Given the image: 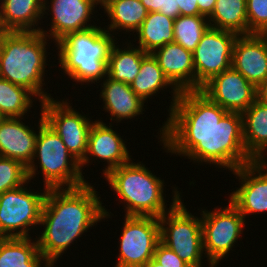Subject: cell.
I'll return each mask as SVG.
<instances>
[{
  "instance_id": "obj_28",
  "label": "cell",
  "mask_w": 267,
  "mask_h": 267,
  "mask_svg": "<svg viewBox=\"0 0 267 267\" xmlns=\"http://www.w3.org/2000/svg\"><path fill=\"white\" fill-rule=\"evenodd\" d=\"M246 0H216L209 25L238 35H248Z\"/></svg>"
},
{
  "instance_id": "obj_30",
  "label": "cell",
  "mask_w": 267,
  "mask_h": 267,
  "mask_svg": "<svg viewBox=\"0 0 267 267\" xmlns=\"http://www.w3.org/2000/svg\"><path fill=\"white\" fill-rule=\"evenodd\" d=\"M209 27V20L204 15H180L174 19V42L193 52Z\"/></svg>"
},
{
  "instance_id": "obj_11",
  "label": "cell",
  "mask_w": 267,
  "mask_h": 267,
  "mask_svg": "<svg viewBox=\"0 0 267 267\" xmlns=\"http://www.w3.org/2000/svg\"><path fill=\"white\" fill-rule=\"evenodd\" d=\"M123 218L114 267H144L160 241L159 218L127 215Z\"/></svg>"
},
{
  "instance_id": "obj_25",
  "label": "cell",
  "mask_w": 267,
  "mask_h": 267,
  "mask_svg": "<svg viewBox=\"0 0 267 267\" xmlns=\"http://www.w3.org/2000/svg\"><path fill=\"white\" fill-rule=\"evenodd\" d=\"M52 267L39 252L36 238H0V267Z\"/></svg>"
},
{
  "instance_id": "obj_20",
  "label": "cell",
  "mask_w": 267,
  "mask_h": 267,
  "mask_svg": "<svg viewBox=\"0 0 267 267\" xmlns=\"http://www.w3.org/2000/svg\"><path fill=\"white\" fill-rule=\"evenodd\" d=\"M166 78L179 91L195 90V68L192 52L173 42L151 53Z\"/></svg>"
},
{
  "instance_id": "obj_33",
  "label": "cell",
  "mask_w": 267,
  "mask_h": 267,
  "mask_svg": "<svg viewBox=\"0 0 267 267\" xmlns=\"http://www.w3.org/2000/svg\"><path fill=\"white\" fill-rule=\"evenodd\" d=\"M153 258L163 267H190L172 249L158 242Z\"/></svg>"
},
{
  "instance_id": "obj_19",
  "label": "cell",
  "mask_w": 267,
  "mask_h": 267,
  "mask_svg": "<svg viewBox=\"0 0 267 267\" xmlns=\"http://www.w3.org/2000/svg\"><path fill=\"white\" fill-rule=\"evenodd\" d=\"M100 84V90L97 91L100 92L99 99L103 102L102 111L110 114L108 120H111V124L114 122L118 126L123 123L121 121H133L143 115V111L146 112L145 108L148 109L145 107L147 104L144 105L145 102L135 94L129 84L115 81L109 76H106L96 88Z\"/></svg>"
},
{
  "instance_id": "obj_36",
  "label": "cell",
  "mask_w": 267,
  "mask_h": 267,
  "mask_svg": "<svg viewBox=\"0 0 267 267\" xmlns=\"http://www.w3.org/2000/svg\"><path fill=\"white\" fill-rule=\"evenodd\" d=\"M199 12L207 18L212 14L216 0H197Z\"/></svg>"
},
{
  "instance_id": "obj_24",
  "label": "cell",
  "mask_w": 267,
  "mask_h": 267,
  "mask_svg": "<svg viewBox=\"0 0 267 267\" xmlns=\"http://www.w3.org/2000/svg\"><path fill=\"white\" fill-rule=\"evenodd\" d=\"M103 11V12H102ZM101 13L109 22L103 26L104 29L114 37H120V33H125L130 36L139 29L144 19L147 17L148 11L140 0H113ZM110 23V24H109ZM133 33V34H132Z\"/></svg>"
},
{
  "instance_id": "obj_39",
  "label": "cell",
  "mask_w": 267,
  "mask_h": 267,
  "mask_svg": "<svg viewBox=\"0 0 267 267\" xmlns=\"http://www.w3.org/2000/svg\"><path fill=\"white\" fill-rule=\"evenodd\" d=\"M144 267H163L162 264H159L154 258L150 259Z\"/></svg>"
},
{
  "instance_id": "obj_34",
  "label": "cell",
  "mask_w": 267,
  "mask_h": 267,
  "mask_svg": "<svg viewBox=\"0 0 267 267\" xmlns=\"http://www.w3.org/2000/svg\"><path fill=\"white\" fill-rule=\"evenodd\" d=\"M148 12H160L167 17L176 19L180 16L176 0H140Z\"/></svg>"
},
{
  "instance_id": "obj_40",
  "label": "cell",
  "mask_w": 267,
  "mask_h": 267,
  "mask_svg": "<svg viewBox=\"0 0 267 267\" xmlns=\"http://www.w3.org/2000/svg\"><path fill=\"white\" fill-rule=\"evenodd\" d=\"M5 117L1 114V112H0V123H1V121L4 119Z\"/></svg>"
},
{
  "instance_id": "obj_14",
  "label": "cell",
  "mask_w": 267,
  "mask_h": 267,
  "mask_svg": "<svg viewBox=\"0 0 267 267\" xmlns=\"http://www.w3.org/2000/svg\"><path fill=\"white\" fill-rule=\"evenodd\" d=\"M101 119L95 120L91 126L86 154L80 161V166L83 174H85L83 168L92 165L93 161L94 163L96 161L99 163L100 161L105 162L104 169L101 168L102 175L100 177H103L112 169L129 162L133 156L129 153L127 141L123 139L125 135L121 136L117 128L115 130V127L110 122L107 125L108 123L103 122L105 120Z\"/></svg>"
},
{
  "instance_id": "obj_37",
  "label": "cell",
  "mask_w": 267,
  "mask_h": 267,
  "mask_svg": "<svg viewBox=\"0 0 267 267\" xmlns=\"http://www.w3.org/2000/svg\"><path fill=\"white\" fill-rule=\"evenodd\" d=\"M256 99L267 105V78L256 87Z\"/></svg>"
},
{
  "instance_id": "obj_29",
  "label": "cell",
  "mask_w": 267,
  "mask_h": 267,
  "mask_svg": "<svg viewBox=\"0 0 267 267\" xmlns=\"http://www.w3.org/2000/svg\"><path fill=\"white\" fill-rule=\"evenodd\" d=\"M37 102L40 100L27 88L0 78V112L4 117H25Z\"/></svg>"
},
{
  "instance_id": "obj_9",
  "label": "cell",
  "mask_w": 267,
  "mask_h": 267,
  "mask_svg": "<svg viewBox=\"0 0 267 267\" xmlns=\"http://www.w3.org/2000/svg\"><path fill=\"white\" fill-rule=\"evenodd\" d=\"M30 183L28 180L18 188L0 194V238L31 237L34 230H40L42 208L48 189L42 186L43 190L34 191L33 186L28 188Z\"/></svg>"
},
{
  "instance_id": "obj_1",
  "label": "cell",
  "mask_w": 267,
  "mask_h": 267,
  "mask_svg": "<svg viewBox=\"0 0 267 267\" xmlns=\"http://www.w3.org/2000/svg\"><path fill=\"white\" fill-rule=\"evenodd\" d=\"M167 116L156 136L167 154L228 173L254 161L245 150L242 114L228 112L200 90L180 92Z\"/></svg>"
},
{
  "instance_id": "obj_17",
  "label": "cell",
  "mask_w": 267,
  "mask_h": 267,
  "mask_svg": "<svg viewBox=\"0 0 267 267\" xmlns=\"http://www.w3.org/2000/svg\"><path fill=\"white\" fill-rule=\"evenodd\" d=\"M39 114L38 125L34 124L36 129L31 127L30 120L26 124V117H5L1 121L0 156L17 160L25 167L29 166L34 155L39 127L45 122L42 112Z\"/></svg>"
},
{
  "instance_id": "obj_31",
  "label": "cell",
  "mask_w": 267,
  "mask_h": 267,
  "mask_svg": "<svg viewBox=\"0 0 267 267\" xmlns=\"http://www.w3.org/2000/svg\"><path fill=\"white\" fill-rule=\"evenodd\" d=\"M27 181V167L17 160L0 156V194L16 189Z\"/></svg>"
},
{
  "instance_id": "obj_7",
  "label": "cell",
  "mask_w": 267,
  "mask_h": 267,
  "mask_svg": "<svg viewBox=\"0 0 267 267\" xmlns=\"http://www.w3.org/2000/svg\"><path fill=\"white\" fill-rule=\"evenodd\" d=\"M185 204L181 198L168 212L159 217L160 241L190 267H203L206 257L203 250L201 216H195L190 209L187 210Z\"/></svg>"
},
{
  "instance_id": "obj_32",
  "label": "cell",
  "mask_w": 267,
  "mask_h": 267,
  "mask_svg": "<svg viewBox=\"0 0 267 267\" xmlns=\"http://www.w3.org/2000/svg\"><path fill=\"white\" fill-rule=\"evenodd\" d=\"M248 34H267V0H246Z\"/></svg>"
},
{
  "instance_id": "obj_2",
  "label": "cell",
  "mask_w": 267,
  "mask_h": 267,
  "mask_svg": "<svg viewBox=\"0 0 267 267\" xmlns=\"http://www.w3.org/2000/svg\"><path fill=\"white\" fill-rule=\"evenodd\" d=\"M92 184L47 190L39 225L44 228L35 237L39 252L52 267L90 228L114 216Z\"/></svg>"
},
{
  "instance_id": "obj_12",
  "label": "cell",
  "mask_w": 267,
  "mask_h": 267,
  "mask_svg": "<svg viewBox=\"0 0 267 267\" xmlns=\"http://www.w3.org/2000/svg\"><path fill=\"white\" fill-rule=\"evenodd\" d=\"M238 34L209 27L192 52L195 68V90L231 67L233 47Z\"/></svg>"
},
{
  "instance_id": "obj_35",
  "label": "cell",
  "mask_w": 267,
  "mask_h": 267,
  "mask_svg": "<svg viewBox=\"0 0 267 267\" xmlns=\"http://www.w3.org/2000/svg\"><path fill=\"white\" fill-rule=\"evenodd\" d=\"M177 6H179L180 15L194 16L202 15L199 12L197 0H176Z\"/></svg>"
},
{
  "instance_id": "obj_8",
  "label": "cell",
  "mask_w": 267,
  "mask_h": 267,
  "mask_svg": "<svg viewBox=\"0 0 267 267\" xmlns=\"http://www.w3.org/2000/svg\"><path fill=\"white\" fill-rule=\"evenodd\" d=\"M227 202L228 205L224 207L216 206L210 211L201 207L199 211L202 221L203 250L207 258L204 262L209 267L218 266L222 259L228 258L229 253L235 251L233 248H236L235 244L238 246V240L242 239L246 229L244 227L248 223L240 211L229 200Z\"/></svg>"
},
{
  "instance_id": "obj_16",
  "label": "cell",
  "mask_w": 267,
  "mask_h": 267,
  "mask_svg": "<svg viewBox=\"0 0 267 267\" xmlns=\"http://www.w3.org/2000/svg\"><path fill=\"white\" fill-rule=\"evenodd\" d=\"M200 91L228 112H244L256 100V87L232 66L211 78Z\"/></svg>"
},
{
  "instance_id": "obj_5",
  "label": "cell",
  "mask_w": 267,
  "mask_h": 267,
  "mask_svg": "<svg viewBox=\"0 0 267 267\" xmlns=\"http://www.w3.org/2000/svg\"><path fill=\"white\" fill-rule=\"evenodd\" d=\"M101 26L99 23V26L69 33L55 45L61 74L68 76L75 86L79 83L93 89L91 84L97 85L107 76L110 50L118 38Z\"/></svg>"
},
{
  "instance_id": "obj_21",
  "label": "cell",
  "mask_w": 267,
  "mask_h": 267,
  "mask_svg": "<svg viewBox=\"0 0 267 267\" xmlns=\"http://www.w3.org/2000/svg\"><path fill=\"white\" fill-rule=\"evenodd\" d=\"M43 3L44 0H0V31H40L45 20Z\"/></svg>"
},
{
  "instance_id": "obj_10",
  "label": "cell",
  "mask_w": 267,
  "mask_h": 267,
  "mask_svg": "<svg viewBox=\"0 0 267 267\" xmlns=\"http://www.w3.org/2000/svg\"><path fill=\"white\" fill-rule=\"evenodd\" d=\"M68 98L58 97L40 102L44 121L61 138L67 150L80 162L86 154L88 136L93 124L89 113L82 114L72 107ZM84 114V115H83ZM91 118V119H90Z\"/></svg>"
},
{
  "instance_id": "obj_4",
  "label": "cell",
  "mask_w": 267,
  "mask_h": 267,
  "mask_svg": "<svg viewBox=\"0 0 267 267\" xmlns=\"http://www.w3.org/2000/svg\"><path fill=\"white\" fill-rule=\"evenodd\" d=\"M133 160L135 159L132 158L129 162L112 169L103 178L108 183V188L114 191L115 197L120 198L118 203L124 205V215L159 218L183 197L184 192L178 191L180 188L172 185L173 197L168 205L164 194L165 180L149 170L143 161L136 163Z\"/></svg>"
},
{
  "instance_id": "obj_22",
  "label": "cell",
  "mask_w": 267,
  "mask_h": 267,
  "mask_svg": "<svg viewBox=\"0 0 267 267\" xmlns=\"http://www.w3.org/2000/svg\"><path fill=\"white\" fill-rule=\"evenodd\" d=\"M241 114L247 154L254 161H267V105L256 99Z\"/></svg>"
},
{
  "instance_id": "obj_18",
  "label": "cell",
  "mask_w": 267,
  "mask_h": 267,
  "mask_svg": "<svg viewBox=\"0 0 267 267\" xmlns=\"http://www.w3.org/2000/svg\"><path fill=\"white\" fill-rule=\"evenodd\" d=\"M231 66L258 87L267 78V34L238 35Z\"/></svg>"
},
{
  "instance_id": "obj_13",
  "label": "cell",
  "mask_w": 267,
  "mask_h": 267,
  "mask_svg": "<svg viewBox=\"0 0 267 267\" xmlns=\"http://www.w3.org/2000/svg\"><path fill=\"white\" fill-rule=\"evenodd\" d=\"M95 7L92 0H44L43 18H48V15L52 18H48L51 19L50 23L45 26L48 31L42 27L40 32L56 45L69 33L96 26L99 18H95L94 14L99 12ZM96 19L97 22H94ZM48 26L50 27L47 28Z\"/></svg>"
},
{
  "instance_id": "obj_6",
  "label": "cell",
  "mask_w": 267,
  "mask_h": 267,
  "mask_svg": "<svg viewBox=\"0 0 267 267\" xmlns=\"http://www.w3.org/2000/svg\"><path fill=\"white\" fill-rule=\"evenodd\" d=\"M40 174L43 177L41 185L47 189L77 188L89 181L82 173L80 162L46 122L39 127L32 162L27 167L28 180L34 179L32 183Z\"/></svg>"
},
{
  "instance_id": "obj_38",
  "label": "cell",
  "mask_w": 267,
  "mask_h": 267,
  "mask_svg": "<svg viewBox=\"0 0 267 267\" xmlns=\"http://www.w3.org/2000/svg\"><path fill=\"white\" fill-rule=\"evenodd\" d=\"M96 6V8L99 6V10H103L106 8L113 0H92Z\"/></svg>"
},
{
  "instance_id": "obj_23",
  "label": "cell",
  "mask_w": 267,
  "mask_h": 267,
  "mask_svg": "<svg viewBox=\"0 0 267 267\" xmlns=\"http://www.w3.org/2000/svg\"><path fill=\"white\" fill-rule=\"evenodd\" d=\"M130 86L135 94L146 103H148V100L153 96L156 97L157 95V97H159L158 94H160V92L165 93L164 89L168 88L171 94V96H169L171 98L169 100L171 101L170 106L166 109L168 113L173 108L180 95V92L166 78L157 60L151 53L142 60L140 71Z\"/></svg>"
},
{
  "instance_id": "obj_3",
  "label": "cell",
  "mask_w": 267,
  "mask_h": 267,
  "mask_svg": "<svg viewBox=\"0 0 267 267\" xmlns=\"http://www.w3.org/2000/svg\"><path fill=\"white\" fill-rule=\"evenodd\" d=\"M51 42L40 31H0V78L27 88L40 102L53 98L46 83Z\"/></svg>"
},
{
  "instance_id": "obj_15",
  "label": "cell",
  "mask_w": 267,
  "mask_h": 267,
  "mask_svg": "<svg viewBox=\"0 0 267 267\" xmlns=\"http://www.w3.org/2000/svg\"><path fill=\"white\" fill-rule=\"evenodd\" d=\"M239 187L227 194L229 200L244 216L267 212V161H253L234 170ZM233 190V191H232Z\"/></svg>"
},
{
  "instance_id": "obj_27",
  "label": "cell",
  "mask_w": 267,
  "mask_h": 267,
  "mask_svg": "<svg viewBox=\"0 0 267 267\" xmlns=\"http://www.w3.org/2000/svg\"><path fill=\"white\" fill-rule=\"evenodd\" d=\"M174 19L160 12H148L147 17L133 34L131 42L137 43L146 53H152L167 43L174 42ZM138 41V42H136Z\"/></svg>"
},
{
  "instance_id": "obj_26",
  "label": "cell",
  "mask_w": 267,
  "mask_h": 267,
  "mask_svg": "<svg viewBox=\"0 0 267 267\" xmlns=\"http://www.w3.org/2000/svg\"><path fill=\"white\" fill-rule=\"evenodd\" d=\"M123 41L122 44L117 41L112 45L107 63V76L130 85L140 71L142 60L149 53L127 38Z\"/></svg>"
}]
</instances>
